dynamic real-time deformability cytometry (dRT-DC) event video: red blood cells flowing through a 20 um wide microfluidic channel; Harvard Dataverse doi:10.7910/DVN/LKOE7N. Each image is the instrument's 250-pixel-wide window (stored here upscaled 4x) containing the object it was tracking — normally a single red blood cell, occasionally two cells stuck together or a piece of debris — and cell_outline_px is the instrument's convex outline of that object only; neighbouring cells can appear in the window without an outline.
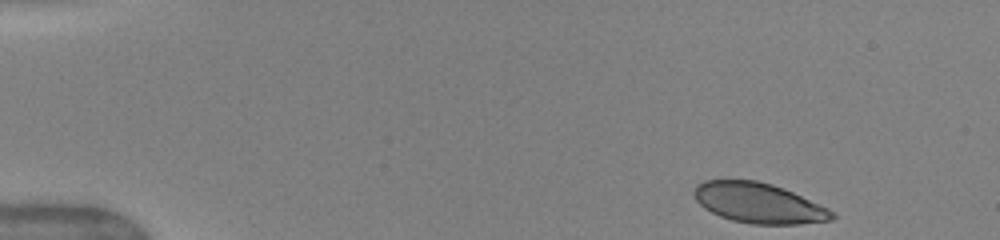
{"species": "human", "species_latin": "Homo sapiens", "temperature_condition": "warm", "stored_images_in_passage": 41, "camera_frame_rate_fps": 3000, "um_per_image_px": 0.085, "donor": {"sex": "female"}, "frame": {"image": 1, "passage_image": 1, "time_ms": 0.0, "image_size_px": [1000, 240], "cell_outline_px": [[836, 216], [832, 220], [800, 224], [752, 224], [732, 220], [720, 216], [704, 208], [696, 200], [692, 192], [696, 184], [704, 180], [756, 180], [772, 184], [792, 192], [828, 208], [836, 212]], "centroid_in_image_um": [64.48, 17.26], "position_along_channel_um": 20.5, "area_um2": 32.31}}
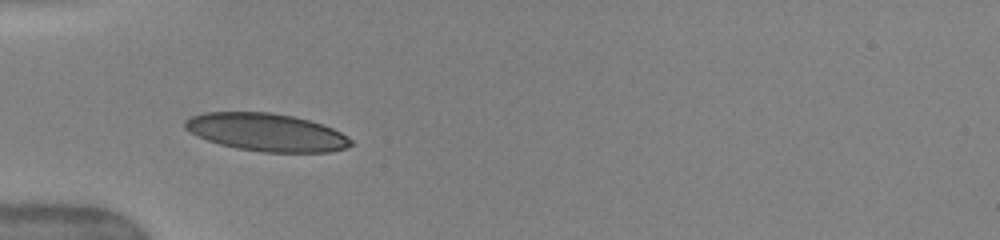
{"frame": {"image": 2, "passage_image": 12, "time_ms": 3.667, "image_size_px": [1000, 240], "cell_outline_px": [[352, 144], [344, 148], [328, 152], [264, 152], [236, 148], [220, 144], [196, 136], [184, 128], [184, 120], [192, 116], [204, 112], [272, 112], [292, 116], [324, 124], [340, 132], [352, 140]], "centroid_in_image_um": [22.62, 11.24], "position_along_channel_um": 62.4, "area_um2": 36.47}}
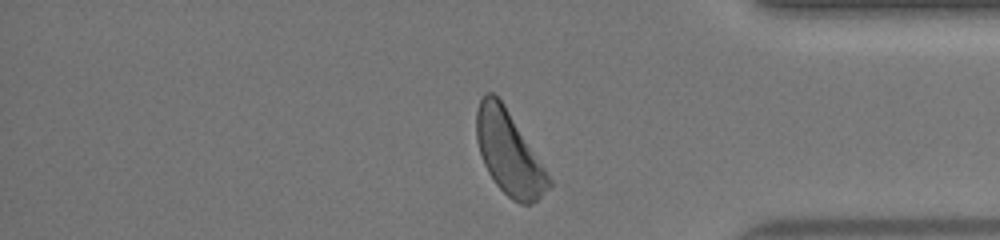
{"frame": {"image": 3, "passage_image": 38, "time_ms": 12.333, "image_size_px": [1000, 240], "cell_outline_px": [[552, 184], [532, 204], [520, 204], [512, 200], [496, 184], [488, 172], [484, 164], [476, 140], [476, 112], [480, 100], [484, 92], [492, 92], [504, 104], [552, 180]], "centroid_in_image_um": [43.23, 12.99], "position_along_channel_um": 392.0, "area_um2": 34.62}, "authors_computed_cell_mechanics": {"area_um2": 35.0846, "velocity_mm_per_s": 4.0126, "shape_relaxation_time_tau1_ms": 2.859, "shape_relaxation_time_tau2_ms": null, "deformation_change_tau1": 0.1313, "deformation_change_tau2": null}}